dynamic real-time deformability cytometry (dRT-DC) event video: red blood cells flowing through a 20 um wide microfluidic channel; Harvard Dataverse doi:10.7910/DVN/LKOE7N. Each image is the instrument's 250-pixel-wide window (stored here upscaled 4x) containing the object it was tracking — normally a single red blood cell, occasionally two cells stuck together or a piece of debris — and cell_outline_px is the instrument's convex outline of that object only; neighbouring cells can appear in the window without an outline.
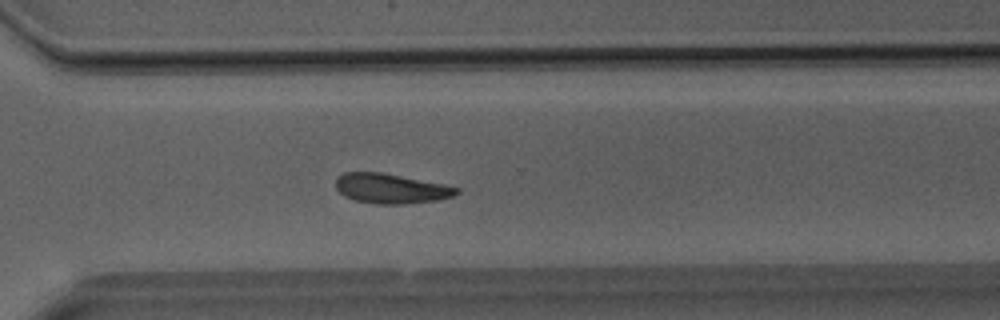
{"species": "Egyptian fruit bat (a non-hibernating species)", "species_latin": "Rousettus aegyptiacus", "temperature_condition": "room temperature", "stored_images_in_passage": 29, "camera_frame_rate_fps": 3000, "um_per_image_px": 0.085, "animal": {"sex": "male"}, "frame": {"image": 1, "passage_image": 17, "time_ms": 5.333, "image_size_px": [1000, 320], "cell_outline_px": [[460, 192], [452, 196], [436, 200], [404, 204], [376, 204], [356, 200], [344, 196], [336, 188], [336, 176], [344, 172], [384, 172], [444, 184], [460, 188]], "centroid_in_image_um": [33.22, 16.01], "position_along_channel_um": 337.4, "area_um2": 21.1}}
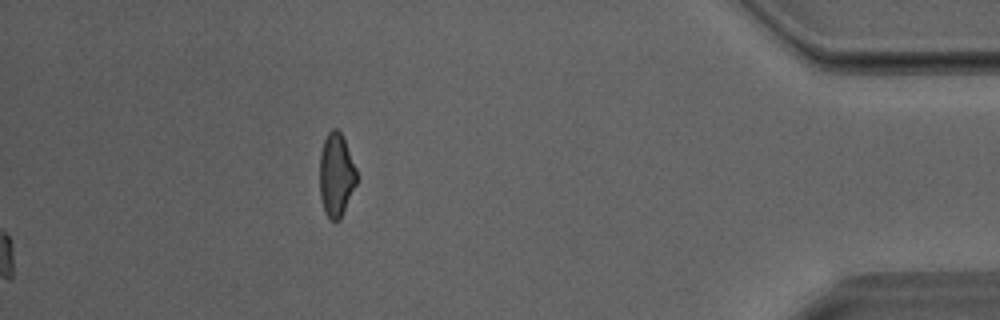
{"frame": {"image": 2, "passage_image": 29, "time_ms": 9.333, "image_size_px": [1000, 320], "cell_outline_px": [[356, 184], [344, 212], [340, 220], [328, 220], [324, 212], [320, 200], [320, 152], [324, 140], [328, 132], [332, 128], [336, 128], [340, 132], [344, 140], [356, 168]], "centroid_in_image_um": [28.56, 14.91], "position_along_channel_um": 406.6, "area_um2": 18.03}}